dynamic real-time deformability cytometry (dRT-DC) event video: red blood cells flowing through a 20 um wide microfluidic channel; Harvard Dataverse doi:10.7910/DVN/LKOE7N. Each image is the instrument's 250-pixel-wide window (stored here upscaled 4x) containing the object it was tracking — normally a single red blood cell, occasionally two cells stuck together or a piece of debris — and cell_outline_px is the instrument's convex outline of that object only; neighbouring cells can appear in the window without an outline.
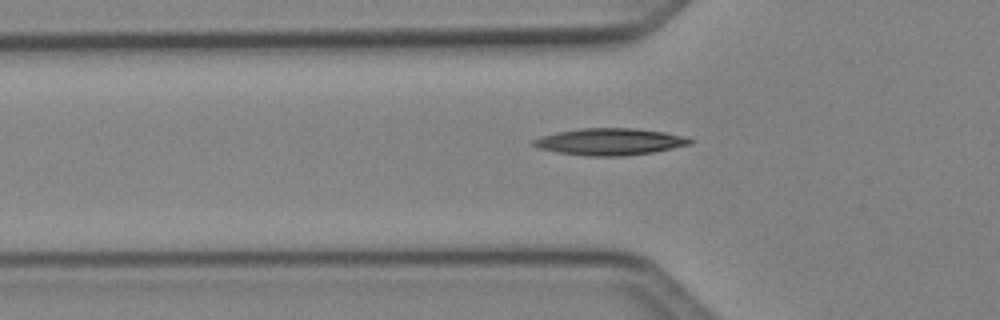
{"species": "Egyptian fruit bat (a non-hibernating species)", "species_latin": "Rousettus aegyptiacus", "temperature_condition": "cold", "stored_images_in_passage": 5, "camera_frame_rate_fps": 3000, "um_per_image_px": 0.085, "animal": {"sex": "female"}, "frame": {"image": 1, "passage_image": 5, "time_ms": 1.333, "image_size_px": [1000, 320], "cell_outline_px": [[692, 144], [656, 152], [624, 156], [588, 156], [560, 152], [540, 148], [528, 144], [532, 140], [540, 136], [556, 132], [580, 128], [636, 128], [664, 132], [684, 136], [692, 140]], "centroid_in_image_um": [51.83, 12.04], "position_along_channel_um": 74.0, "area_um2": 24.62}}